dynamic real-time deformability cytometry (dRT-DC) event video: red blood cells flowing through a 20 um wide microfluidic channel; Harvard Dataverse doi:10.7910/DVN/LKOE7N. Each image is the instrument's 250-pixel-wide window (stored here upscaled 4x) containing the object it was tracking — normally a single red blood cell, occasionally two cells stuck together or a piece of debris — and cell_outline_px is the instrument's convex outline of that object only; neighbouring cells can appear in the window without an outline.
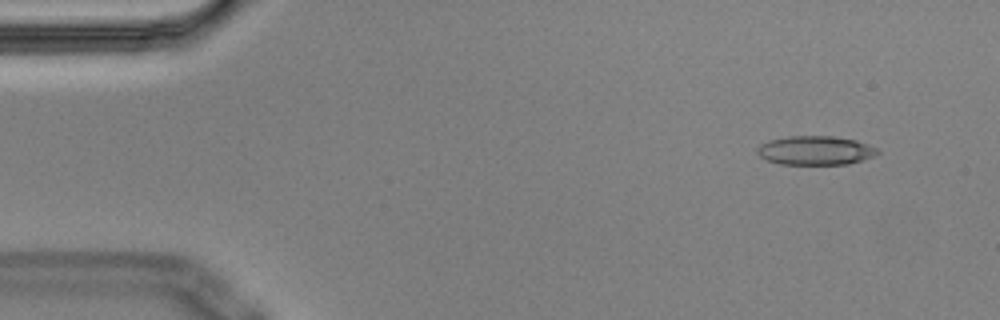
{"species": "Egyptian fruit bat (a non-hibernating species)", "species_latin": "Rousettus aegyptiacus", "temperature_condition": "cold", "stored_images_in_passage": 5, "camera_frame_rate_fps": 3000, "um_per_image_px": 0.085, "animal": {"sex": "male"}, "frame": {"image": 1, "passage_image": 2, "time_ms": 0.333, "image_size_px": [1000, 320], "cell_outline_px": [[880, 152], [864, 160], [848, 164], [780, 164], [768, 160], [760, 156], [756, 152], [756, 148], [760, 144], [768, 140], [792, 136], [832, 136], [856, 140], [868, 144], [876, 148]], "centroid_in_image_um": [69.3, 12.79], "position_along_channel_um": 15.7, "area_um2": 20.29}}
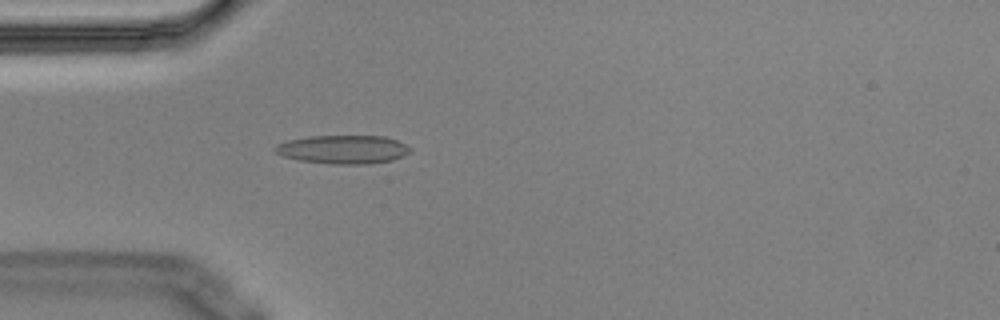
{"frame": {"image": 2, "passage_image": 5, "time_ms": 1.333, "image_size_px": [1000, 320], "cell_outline_px": [[412, 152], [392, 160], [372, 164], [332, 164], [300, 160], [280, 156], [272, 148], [276, 144], [288, 140], [308, 136], [384, 136], [396, 140], [412, 148]], "centroid_in_image_um": [29.15, 12.7], "position_along_channel_um": 55.9, "area_um2": 22.66}}